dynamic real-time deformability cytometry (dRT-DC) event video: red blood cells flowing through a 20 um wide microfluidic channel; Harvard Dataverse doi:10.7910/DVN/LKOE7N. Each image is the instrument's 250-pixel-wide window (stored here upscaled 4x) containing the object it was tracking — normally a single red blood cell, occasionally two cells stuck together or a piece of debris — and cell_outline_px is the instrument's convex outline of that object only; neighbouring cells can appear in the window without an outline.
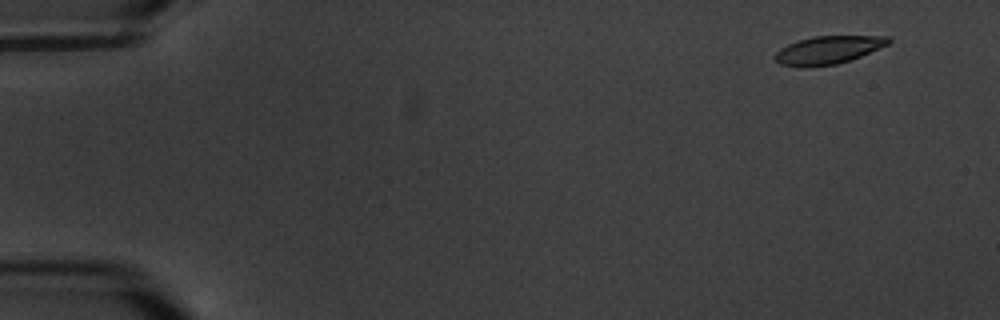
{"species": "common noctule bat (a hibernating species)", "species_latin": "Nyctalus noctula", "temperature_condition": "warm", "stored_images_in_passage": 8, "camera_frame_rate_fps": 3000, "um_per_image_px": 0.085, "animal": {"sex": "male", "body_mass_g": 20.1, "forearm_length_mm": 53.5}, "frame": {"image": 1, "passage_image": 1, "time_ms": 0.0, "image_size_px": [1000, 320], "cell_outline_px": [[892, 40], [888, 44], [860, 56], [836, 64], [804, 68], [780, 64], [776, 60], [776, 52], [780, 48], [788, 44], [812, 36], [888, 36]], "centroid_in_image_um": [70.37, 4.25], "position_along_channel_um": 14.6, "area_um2": 18.32}}
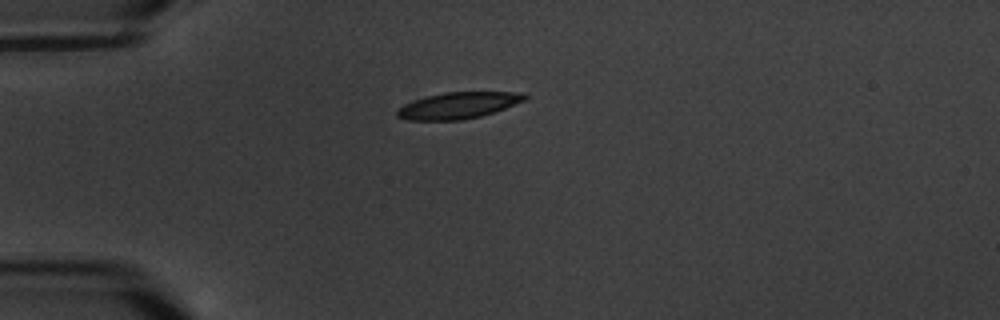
{"frame": {"image": 2, "passage_image": 4, "time_ms": 4.0, "image_size_px": [1000, 320], "cell_outline_px": [[528, 96], [524, 100], [504, 108], [480, 116], [464, 120], [408, 120], [396, 116], [396, 108], [404, 104], [428, 96], [444, 92], [512, 92]], "centroid_in_image_um": [38.87, 8.97], "position_along_channel_um": 46.1, "area_um2": 19.31}}
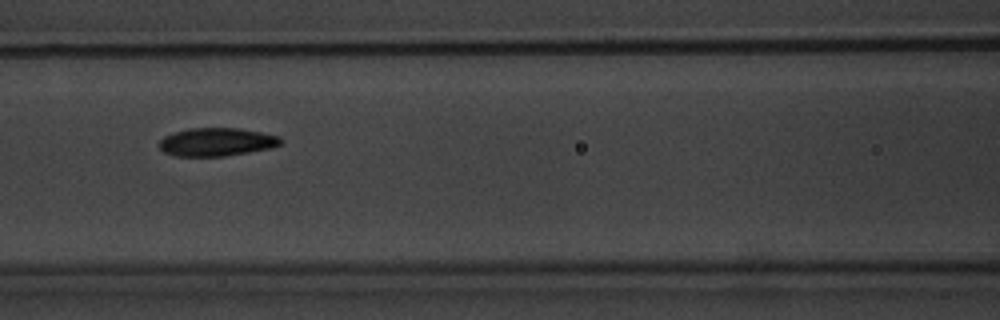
{"frame": {"image": 3, "passage_image": 7, "time_ms": 7.667, "image_size_px": [1000, 320], "cell_outline_px": [[284, 140], [280, 144], [272, 148], [224, 156], [176, 156], [164, 152], [160, 148], [160, 140], [164, 136], [172, 132], [188, 128], [240, 128], [280, 136]], "centroid_in_image_um": [18.42, 12.06], "position_along_channel_um": 148.2, "area_um2": 20.06}}